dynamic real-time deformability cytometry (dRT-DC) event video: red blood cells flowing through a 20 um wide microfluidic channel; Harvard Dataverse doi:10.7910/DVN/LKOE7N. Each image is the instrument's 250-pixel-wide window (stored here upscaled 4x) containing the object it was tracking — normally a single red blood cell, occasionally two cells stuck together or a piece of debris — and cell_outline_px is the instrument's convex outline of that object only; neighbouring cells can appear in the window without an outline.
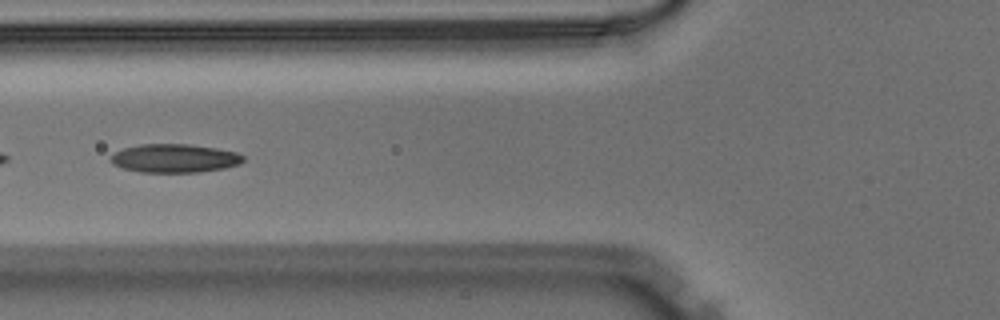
{"species": "Egyptian fruit bat (a non-hibernating species)", "species_latin": "Rousettus aegyptiacus", "temperature_condition": "warm", "stored_images_in_passage": 21, "camera_frame_rate_fps": 3000, "um_per_image_px": 0.085, "animal": {"sex": "male"}, "frame": {"image": 1, "passage_image": 12, "time_ms": 3.667, "image_size_px": [1000, 320], "cell_outline_px": [[244, 160], [240, 164], [224, 168], [200, 172], [140, 172], [124, 168], [112, 164], [108, 160], [116, 152], [124, 148], [140, 144], [188, 144], [216, 148], [236, 152], [244, 156]], "centroid_in_image_um": [14.84, 13.45], "position_along_channel_um": 111.0, "area_um2": 22.02}}
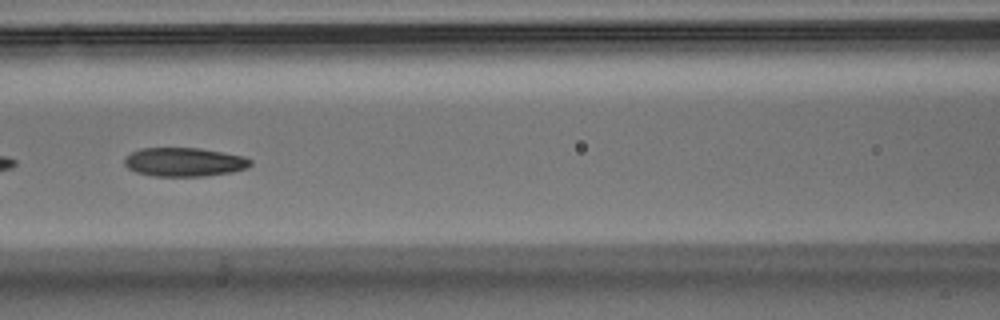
{"frame": {"image": 2, "passage_image": 15, "time_ms": 4.667, "image_size_px": [1000, 320], "cell_outline_px": [[252, 164], [248, 168], [232, 172], [204, 176], [152, 176], [136, 172], [128, 168], [124, 164], [124, 156], [140, 148], [200, 148], [244, 156], [252, 160]], "centroid_in_image_um": [15.66, 13.77], "position_along_channel_um": 150.9, "area_um2": 21.33}}
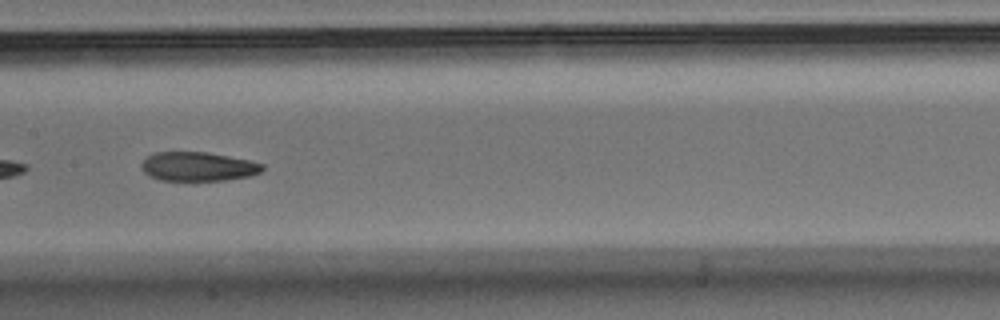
{"frame": {"image": 3, "passage_image": 18, "time_ms": 5.667, "image_size_px": [1000, 320], "cell_outline_px": [[264, 168], [260, 172], [252, 176], [224, 180], [160, 180], [144, 172], [140, 164], [148, 156], [156, 152], [204, 152], [228, 156], [248, 160], [264, 164]], "centroid_in_image_um": [16.85, 14.15], "position_along_channel_um": 190.5, "area_um2": 20.29}}